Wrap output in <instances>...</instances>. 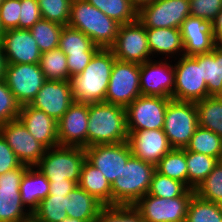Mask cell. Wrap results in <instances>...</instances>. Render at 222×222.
Masks as SVG:
<instances>
[{
	"mask_svg": "<svg viewBox=\"0 0 222 222\" xmlns=\"http://www.w3.org/2000/svg\"><path fill=\"white\" fill-rule=\"evenodd\" d=\"M4 80L21 106L30 104L46 81L39 63H6Z\"/></svg>",
	"mask_w": 222,
	"mask_h": 222,
	"instance_id": "cell-12",
	"label": "cell"
},
{
	"mask_svg": "<svg viewBox=\"0 0 222 222\" xmlns=\"http://www.w3.org/2000/svg\"><path fill=\"white\" fill-rule=\"evenodd\" d=\"M171 98L140 95L126 107L128 131L163 129Z\"/></svg>",
	"mask_w": 222,
	"mask_h": 222,
	"instance_id": "cell-9",
	"label": "cell"
},
{
	"mask_svg": "<svg viewBox=\"0 0 222 222\" xmlns=\"http://www.w3.org/2000/svg\"><path fill=\"white\" fill-rule=\"evenodd\" d=\"M20 222H40V221L38 219H36L33 215H30L28 218H26Z\"/></svg>",
	"mask_w": 222,
	"mask_h": 222,
	"instance_id": "cell-54",
	"label": "cell"
},
{
	"mask_svg": "<svg viewBox=\"0 0 222 222\" xmlns=\"http://www.w3.org/2000/svg\"><path fill=\"white\" fill-rule=\"evenodd\" d=\"M215 44L222 46V9L212 21Z\"/></svg>",
	"mask_w": 222,
	"mask_h": 222,
	"instance_id": "cell-50",
	"label": "cell"
},
{
	"mask_svg": "<svg viewBox=\"0 0 222 222\" xmlns=\"http://www.w3.org/2000/svg\"><path fill=\"white\" fill-rule=\"evenodd\" d=\"M190 15L189 0H156L138 11L145 28H179Z\"/></svg>",
	"mask_w": 222,
	"mask_h": 222,
	"instance_id": "cell-13",
	"label": "cell"
},
{
	"mask_svg": "<svg viewBox=\"0 0 222 222\" xmlns=\"http://www.w3.org/2000/svg\"><path fill=\"white\" fill-rule=\"evenodd\" d=\"M87 147L127 141L126 108L106 102L88 103Z\"/></svg>",
	"mask_w": 222,
	"mask_h": 222,
	"instance_id": "cell-2",
	"label": "cell"
},
{
	"mask_svg": "<svg viewBox=\"0 0 222 222\" xmlns=\"http://www.w3.org/2000/svg\"><path fill=\"white\" fill-rule=\"evenodd\" d=\"M5 67H6V60L2 44L0 42V80L4 79L5 77Z\"/></svg>",
	"mask_w": 222,
	"mask_h": 222,
	"instance_id": "cell-51",
	"label": "cell"
},
{
	"mask_svg": "<svg viewBox=\"0 0 222 222\" xmlns=\"http://www.w3.org/2000/svg\"><path fill=\"white\" fill-rule=\"evenodd\" d=\"M190 15L213 21L222 9V0H189Z\"/></svg>",
	"mask_w": 222,
	"mask_h": 222,
	"instance_id": "cell-44",
	"label": "cell"
},
{
	"mask_svg": "<svg viewBox=\"0 0 222 222\" xmlns=\"http://www.w3.org/2000/svg\"><path fill=\"white\" fill-rule=\"evenodd\" d=\"M184 55L209 53L216 46L212 21L189 15L180 27Z\"/></svg>",
	"mask_w": 222,
	"mask_h": 222,
	"instance_id": "cell-22",
	"label": "cell"
},
{
	"mask_svg": "<svg viewBox=\"0 0 222 222\" xmlns=\"http://www.w3.org/2000/svg\"><path fill=\"white\" fill-rule=\"evenodd\" d=\"M67 196L48 195L33 212V216L40 222H61L67 218Z\"/></svg>",
	"mask_w": 222,
	"mask_h": 222,
	"instance_id": "cell-38",
	"label": "cell"
},
{
	"mask_svg": "<svg viewBox=\"0 0 222 222\" xmlns=\"http://www.w3.org/2000/svg\"><path fill=\"white\" fill-rule=\"evenodd\" d=\"M22 162L0 134V175L20 167Z\"/></svg>",
	"mask_w": 222,
	"mask_h": 222,
	"instance_id": "cell-47",
	"label": "cell"
},
{
	"mask_svg": "<svg viewBox=\"0 0 222 222\" xmlns=\"http://www.w3.org/2000/svg\"><path fill=\"white\" fill-rule=\"evenodd\" d=\"M193 196L160 198L148 193L133 206L145 222H185Z\"/></svg>",
	"mask_w": 222,
	"mask_h": 222,
	"instance_id": "cell-11",
	"label": "cell"
},
{
	"mask_svg": "<svg viewBox=\"0 0 222 222\" xmlns=\"http://www.w3.org/2000/svg\"><path fill=\"white\" fill-rule=\"evenodd\" d=\"M95 53L66 54L70 77L80 74L89 64Z\"/></svg>",
	"mask_w": 222,
	"mask_h": 222,
	"instance_id": "cell-48",
	"label": "cell"
},
{
	"mask_svg": "<svg viewBox=\"0 0 222 222\" xmlns=\"http://www.w3.org/2000/svg\"><path fill=\"white\" fill-rule=\"evenodd\" d=\"M154 1L156 0H130V2L137 9V11H139L144 6L153 3Z\"/></svg>",
	"mask_w": 222,
	"mask_h": 222,
	"instance_id": "cell-52",
	"label": "cell"
},
{
	"mask_svg": "<svg viewBox=\"0 0 222 222\" xmlns=\"http://www.w3.org/2000/svg\"><path fill=\"white\" fill-rule=\"evenodd\" d=\"M188 188L195 190L217 165V158L185 149Z\"/></svg>",
	"mask_w": 222,
	"mask_h": 222,
	"instance_id": "cell-30",
	"label": "cell"
},
{
	"mask_svg": "<svg viewBox=\"0 0 222 222\" xmlns=\"http://www.w3.org/2000/svg\"><path fill=\"white\" fill-rule=\"evenodd\" d=\"M21 0H3L0 4V20L3 29H19Z\"/></svg>",
	"mask_w": 222,
	"mask_h": 222,
	"instance_id": "cell-45",
	"label": "cell"
},
{
	"mask_svg": "<svg viewBox=\"0 0 222 222\" xmlns=\"http://www.w3.org/2000/svg\"><path fill=\"white\" fill-rule=\"evenodd\" d=\"M0 134L22 164L35 166L44 156L46 148L32 137L19 119L0 126Z\"/></svg>",
	"mask_w": 222,
	"mask_h": 222,
	"instance_id": "cell-17",
	"label": "cell"
},
{
	"mask_svg": "<svg viewBox=\"0 0 222 222\" xmlns=\"http://www.w3.org/2000/svg\"><path fill=\"white\" fill-rule=\"evenodd\" d=\"M85 151L86 159L103 173L110 184L124 176V167L132 155L127 141L89 146Z\"/></svg>",
	"mask_w": 222,
	"mask_h": 222,
	"instance_id": "cell-15",
	"label": "cell"
},
{
	"mask_svg": "<svg viewBox=\"0 0 222 222\" xmlns=\"http://www.w3.org/2000/svg\"><path fill=\"white\" fill-rule=\"evenodd\" d=\"M146 34L153 59L175 60L184 55L179 28H146Z\"/></svg>",
	"mask_w": 222,
	"mask_h": 222,
	"instance_id": "cell-24",
	"label": "cell"
},
{
	"mask_svg": "<svg viewBox=\"0 0 222 222\" xmlns=\"http://www.w3.org/2000/svg\"><path fill=\"white\" fill-rule=\"evenodd\" d=\"M217 164L222 167V153L220 154V156L217 159Z\"/></svg>",
	"mask_w": 222,
	"mask_h": 222,
	"instance_id": "cell-56",
	"label": "cell"
},
{
	"mask_svg": "<svg viewBox=\"0 0 222 222\" xmlns=\"http://www.w3.org/2000/svg\"><path fill=\"white\" fill-rule=\"evenodd\" d=\"M195 194L204 200L214 203L222 201V167L217 164L205 180L195 189Z\"/></svg>",
	"mask_w": 222,
	"mask_h": 222,
	"instance_id": "cell-42",
	"label": "cell"
},
{
	"mask_svg": "<svg viewBox=\"0 0 222 222\" xmlns=\"http://www.w3.org/2000/svg\"><path fill=\"white\" fill-rule=\"evenodd\" d=\"M59 48L65 54L96 53L100 49L83 32L69 26L61 31Z\"/></svg>",
	"mask_w": 222,
	"mask_h": 222,
	"instance_id": "cell-34",
	"label": "cell"
},
{
	"mask_svg": "<svg viewBox=\"0 0 222 222\" xmlns=\"http://www.w3.org/2000/svg\"><path fill=\"white\" fill-rule=\"evenodd\" d=\"M155 171L153 164L131 155L124 167V176L111 184L112 205H134L148 193Z\"/></svg>",
	"mask_w": 222,
	"mask_h": 222,
	"instance_id": "cell-4",
	"label": "cell"
},
{
	"mask_svg": "<svg viewBox=\"0 0 222 222\" xmlns=\"http://www.w3.org/2000/svg\"><path fill=\"white\" fill-rule=\"evenodd\" d=\"M120 25L138 19V11L130 0H86Z\"/></svg>",
	"mask_w": 222,
	"mask_h": 222,
	"instance_id": "cell-33",
	"label": "cell"
},
{
	"mask_svg": "<svg viewBox=\"0 0 222 222\" xmlns=\"http://www.w3.org/2000/svg\"><path fill=\"white\" fill-rule=\"evenodd\" d=\"M185 149L218 159L222 153V138L211 130L198 126Z\"/></svg>",
	"mask_w": 222,
	"mask_h": 222,
	"instance_id": "cell-35",
	"label": "cell"
},
{
	"mask_svg": "<svg viewBox=\"0 0 222 222\" xmlns=\"http://www.w3.org/2000/svg\"><path fill=\"white\" fill-rule=\"evenodd\" d=\"M1 44L6 63L35 64L40 63L42 52L30 30L9 29L3 34Z\"/></svg>",
	"mask_w": 222,
	"mask_h": 222,
	"instance_id": "cell-21",
	"label": "cell"
},
{
	"mask_svg": "<svg viewBox=\"0 0 222 222\" xmlns=\"http://www.w3.org/2000/svg\"><path fill=\"white\" fill-rule=\"evenodd\" d=\"M21 201L31 213L38 208L39 203L49 195V181L35 166H28L19 187Z\"/></svg>",
	"mask_w": 222,
	"mask_h": 222,
	"instance_id": "cell-25",
	"label": "cell"
},
{
	"mask_svg": "<svg viewBox=\"0 0 222 222\" xmlns=\"http://www.w3.org/2000/svg\"><path fill=\"white\" fill-rule=\"evenodd\" d=\"M218 205H219L220 211H221V213H222V201H220V202L218 203Z\"/></svg>",
	"mask_w": 222,
	"mask_h": 222,
	"instance_id": "cell-57",
	"label": "cell"
},
{
	"mask_svg": "<svg viewBox=\"0 0 222 222\" xmlns=\"http://www.w3.org/2000/svg\"><path fill=\"white\" fill-rule=\"evenodd\" d=\"M4 32H5V30L3 29L2 24H1V20H0V42L2 40Z\"/></svg>",
	"mask_w": 222,
	"mask_h": 222,
	"instance_id": "cell-55",
	"label": "cell"
},
{
	"mask_svg": "<svg viewBox=\"0 0 222 222\" xmlns=\"http://www.w3.org/2000/svg\"><path fill=\"white\" fill-rule=\"evenodd\" d=\"M140 64L115 60L106 91V103L127 107L140 91Z\"/></svg>",
	"mask_w": 222,
	"mask_h": 222,
	"instance_id": "cell-8",
	"label": "cell"
},
{
	"mask_svg": "<svg viewBox=\"0 0 222 222\" xmlns=\"http://www.w3.org/2000/svg\"><path fill=\"white\" fill-rule=\"evenodd\" d=\"M39 64L46 80H71L66 54L59 47L42 52Z\"/></svg>",
	"mask_w": 222,
	"mask_h": 222,
	"instance_id": "cell-32",
	"label": "cell"
},
{
	"mask_svg": "<svg viewBox=\"0 0 222 222\" xmlns=\"http://www.w3.org/2000/svg\"><path fill=\"white\" fill-rule=\"evenodd\" d=\"M201 73L208 94L222 95V46L216 45L211 52L201 54Z\"/></svg>",
	"mask_w": 222,
	"mask_h": 222,
	"instance_id": "cell-28",
	"label": "cell"
},
{
	"mask_svg": "<svg viewBox=\"0 0 222 222\" xmlns=\"http://www.w3.org/2000/svg\"><path fill=\"white\" fill-rule=\"evenodd\" d=\"M61 222H85V221L77 219V218L67 217V218H64Z\"/></svg>",
	"mask_w": 222,
	"mask_h": 222,
	"instance_id": "cell-53",
	"label": "cell"
},
{
	"mask_svg": "<svg viewBox=\"0 0 222 222\" xmlns=\"http://www.w3.org/2000/svg\"><path fill=\"white\" fill-rule=\"evenodd\" d=\"M148 194L170 199L179 196H193L195 190L189 189L180 181L171 179L155 171Z\"/></svg>",
	"mask_w": 222,
	"mask_h": 222,
	"instance_id": "cell-37",
	"label": "cell"
},
{
	"mask_svg": "<svg viewBox=\"0 0 222 222\" xmlns=\"http://www.w3.org/2000/svg\"><path fill=\"white\" fill-rule=\"evenodd\" d=\"M198 126L195 102L171 100L168 103L163 131L172 148H186Z\"/></svg>",
	"mask_w": 222,
	"mask_h": 222,
	"instance_id": "cell-7",
	"label": "cell"
},
{
	"mask_svg": "<svg viewBox=\"0 0 222 222\" xmlns=\"http://www.w3.org/2000/svg\"><path fill=\"white\" fill-rule=\"evenodd\" d=\"M173 61L175 86L172 100L196 102L210 96L202 78L201 55H183Z\"/></svg>",
	"mask_w": 222,
	"mask_h": 222,
	"instance_id": "cell-6",
	"label": "cell"
},
{
	"mask_svg": "<svg viewBox=\"0 0 222 222\" xmlns=\"http://www.w3.org/2000/svg\"><path fill=\"white\" fill-rule=\"evenodd\" d=\"M73 102L70 80H46L29 105L58 122Z\"/></svg>",
	"mask_w": 222,
	"mask_h": 222,
	"instance_id": "cell-18",
	"label": "cell"
},
{
	"mask_svg": "<svg viewBox=\"0 0 222 222\" xmlns=\"http://www.w3.org/2000/svg\"><path fill=\"white\" fill-rule=\"evenodd\" d=\"M104 205L78 185L67 195L68 217L95 222Z\"/></svg>",
	"mask_w": 222,
	"mask_h": 222,
	"instance_id": "cell-26",
	"label": "cell"
},
{
	"mask_svg": "<svg viewBox=\"0 0 222 222\" xmlns=\"http://www.w3.org/2000/svg\"><path fill=\"white\" fill-rule=\"evenodd\" d=\"M76 186L77 184L74 181L49 182V195L67 196Z\"/></svg>",
	"mask_w": 222,
	"mask_h": 222,
	"instance_id": "cell-49",
	"label": "cell"
},
{
	"mask_svg": "<svg viewBox=\"0 0 222 222\" xmlns=\"http://www.w3.org/2000/svg\"><path fill=\"white\" fill-rule=\"evenodd\" d=\"M28 165L0 175V222H20L32 215L23 205L19 187Z\"/></svg>",
	"mask_w": 222,
	"mask_h": 222,
	"instance_id": "cell-14",
	"label": "cell"
},
{
	"mask_svg": "<svg viewBox=\"0 0 222 222\" xmlns=\"http://www.w3.org/2000/svg\"><path fill=\"white\" fill-rule=\"evenodd\" d=\"M63 25L41 19L37 21L29 30L38 44L41 52L50 51L59 47V40Z\"/></svg>",
	"mask_w": 222,
	"mask_h": 222,
	"instance_id": "cell-36",
	"label": "cell"
},
{
	"mask_svg": "<svg viewBox=\"0 0 222 222\" xmlns=\"http://www.w3.org/2000/svg\"><path fill=\"white\" fill-rule=\"evenodd\" d=\"M95 222H145L133 205L104 206Z\"/></svg>",
	"mask_w": 222,
	"mask_h": 222,
	"instance_id": "cell-41",
	"label": "cell"
},
{
	"mask_svg": "<svg viewBox=\"0 0 222 222\" xmlns=\"http://www.w3.org/2000/svg\"><path fill=\"white\" fill-rule=\"evenodd\" d=\"M117 60L142 64L152 60L146 28L137 19L119 26L117 38L110 48Z\"/></svg>",
	"mask_w": 222,
	"mask_h": 222,
	"instance_id": "cell-10",
	"label": "cell"
},
{
	"mask_svg": "<svg viewBox=\"0 0 222 222\" xmlns=\"http://www.w3.org/2000/svg\"><path fill=\"white\" fill-rule=\"evenodd\" d=\"M88 103L74 101L57 122L60 146L87 147Z\"/></svg>",
	"mask_w": 222,
	"mask_h": 222,
	"instance_id": "cell-19",
	"label": "cell"
},
{
	"mask_svg": "<svg viewBox=\"0 0 222 222\" xmlns=\"http://www.w3.org/2000/svg\"><path fill=\"white\" fill-rule=\"evenodd\" d=\"M172 61L157 58L140 64L141 95L172 98L175 86Z\"/></svg>",
	"mask_w": 222,
	"mask_h": 222,
	"instance_id": "cell-16",
	"label": "cell"
},
{
	"mask_svg": "<svg viewBox=\"0 0 222 222\" xmlns=\"http://www.w3.org/2000/svg\"><path fill=\"white\" fill-rule=\"evenodd\" d=\"M115 60L111 49L100 48L84 70L70 80L74 101L83 103L104 102Z\"/></svg>",
	"mask_w": 222,
	"mask_h": 222,
	"instance_id": "cell-1",
	"label": "cell"
},
{
	"mask_svg": "<svg viewBox=\"0 0 222 222\" xmlns=\"http://www.w3.org/2000/svg\"><path fill=\"white\" fill-rule=\"evenodd\" d=\"M155 167L158 173L180 181L188 187V169L185 159V148L171 149Z\"/></svg>",
	"mask_w": 222,
	"mask_h": 222,
	"instance_id": "cell-31",
	"label": "cell"
},
{
	"mask_svg": "<svg viewBox=\"0 0 222 222\" xmlns=\"http://www.w3.org/2000/svg\"><path fill=\"white\" fill-rule=\"evenodd\" d=\"M18 119L28 132L46 149L59 146L57 121L29 104L20 108Z\"/></svg>",
	"mask_w": 222,
	"mask_h": 222,
	"instance_id": "cell-23",
	"label": "cell"
},
{
	"mask_svg": "<svg viewBox=\"0 0 222 222\" xmlns=\"http://www.w3.org/2000/svg\"><path fill=\"white\" fill-rule=\"evenodd\" d=\"M78 186L104 206H112L111 184L107 181L103 173L87 159L82 165Z\"/></svg>",
	"mask_w": 222,
	"mask_h": 222,
	"instance_id": "cell-27",
	"label": "cell"
},
{
	"mask_svg": "<svg viewBox=\"0 0 222 222\" xmlns=\"http://www.w3.org/2000/svg\"><path fill=\"white\" fill-rule=\"evenodd\" d=\"M20 108L5 80H0V126L18 119Z\"/></svg>",
	"mask_w": 222,
	"mask_h": 222,
	"instance_id": "cell-43",
	"label": "cell"
},
{
	"mask_svg": "<svg viewBox=\"0 0 222 222\" xmlns=\"http://www.w3.org/2000/svg\"><path fill=\"white\" fill-rule=\"evenodd\" d=\"M69 27L83 32L102 49H110L120 24L86 0H72Z\"/></svg>",
	"mask_w": 222,
	"mask_h": 222,
	"instance_id": "cell-3",
	"label": "cell"
},
{
	"mask_svg": "<svg viewBox=\"0 0 222 222\" xmlns=\"http://www.w3.org/2000/svg\"><path fill=\"white\" fill-rule=\"evenodd\" d=\"M42 19L68 26L72 0H37Z\"/></svg>",
	"mask_w": 222,
	"mask_h": 222,
	"instance_id": "cell-40",
	"label": "cell"
},
{
	"mask_svg": "<svg viewBox=\"0 0 222 222\" xmlns=\"http://www.w3.org/2000/svg\"><path fill=\"white\" fill-rule=\"evenodd\" d=\"M85 160V148L59 145L46 149L44 156L35 167L49 182L74 181L78 185Z\"/></svg>",
	"mask_w": 222,
	"mask_h": 222,
	"instance_id": "cell-5",
	"label": "cell"
},
{
	"mask_svg": "<svg viewBox=\"0 0 222 222\" xmlns=\"http://www.w3.org/2000/svg\"><path fill=\"white\" fill-rule=\"evenodd\" d=\"M127 143L133 156L154 166L173 149L163 129L128 131Z\"/></svg>",
	"mask_w": 222,
	"mask_h": 222,
	"instance_id": "cell-20",
	"label": "cell"
},
{
	"mask_svg": "<svg viewBox=\"0 0 222 222\" xmlns=\"http://www.w3.org/2000/svg\"><path fill=\"white\" fill-rule=\"evenodd\" d=\"M185 222H222L218 203L204 200L194 194L188 207Z\"/></svg>",
	"mask_w": 222,
	"mask_h": 222,
	"instance_id": "cell-39",
	"label": "cell"
},
{
	"mask_svg": "<svg viewBox=\"0 0 222 222\" xmlns=\"http://www.w3.org/2000/svg\"><path fill=\"white\" fill-rule=\"evenodd\" d=\"M41 19L42 16L37 0H21L19 29L29 30Z\"/></svg>",
	"mask_w": 222,
	"mask_h": 222,
	"instance_id": "cell-46",
	"label": "cell"
},
{
	"mask_svg": "<svg viewBox=\"0 0 222 222\" xmlns=\"http://www.w3.org/2000/svg\"><path fill=\"white\" fill-rule=\"evenodd\" d=\"M199 126L209 129L222 138V99L209 96L195 102Z\"/></svg>",
	"mask_w": 222,
	"mask_h": 222,
	"instance_id": "cell-29",
	"label": "cell"
}]
</instances>
